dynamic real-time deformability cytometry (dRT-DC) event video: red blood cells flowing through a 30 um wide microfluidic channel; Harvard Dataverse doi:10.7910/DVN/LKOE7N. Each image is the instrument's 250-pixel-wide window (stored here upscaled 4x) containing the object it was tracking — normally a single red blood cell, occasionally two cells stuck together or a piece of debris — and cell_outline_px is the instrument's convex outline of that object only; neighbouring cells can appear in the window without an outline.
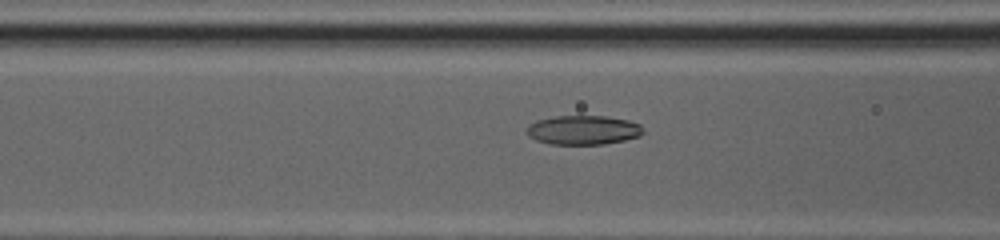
{"species": "common noctule bat (a hibernating species)", "species_latin": "Nyctalus noctula", "temperature_condition": "cold", "stored_images_in_passage": 52, "camera_frame_rate_fps": 3000, "um_per_image_px": 0.085, "animal": {"sex": "female", "body_mass_g": 20.0, "forearm_length_mm": 54.0}, "frame": {"image": 1, "passage_image": 24, "time_ms": 7.667, "image_size_px": [1000, 240], "cell_outline_px": [[644, 132], [640, 136], [624, 140], [604, 144], [548, 144], [536, 140], [528, 136], [524, 132], [528, 124], [536, 120], [552, 116], [604, 116], [628, 120], [640, 124]], "centroid_in_image_um": [49.52, 11.05], "position_along_channel_um": 117.1, "area_um2": 20.06}}
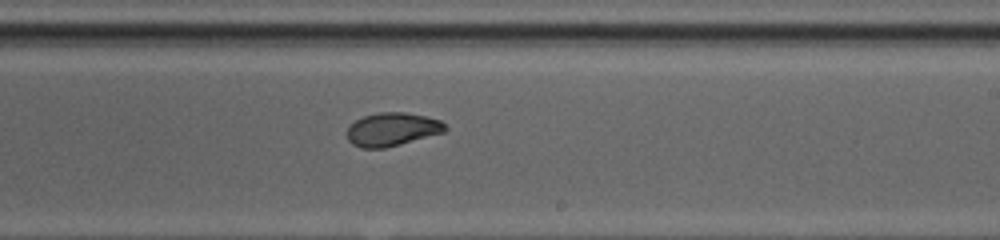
{"frame": {"image": 2, "passage_image": 34, "time_ms": 11.0, "image_size_px": [1000, 240], "cell_outline_px": [[448, 128], [444, 132], [400, 144], [384, 148], [360, 148], [352, 144], [348, 140], [348, 128], [356, 120], [364, 116], [380, 112], [404, 112], [424, 116], [440, 120]], "centroid_in_image_um": [33.33, 11.0], "position_along_channel_um": 255.7, "area_um2": 18.84}}
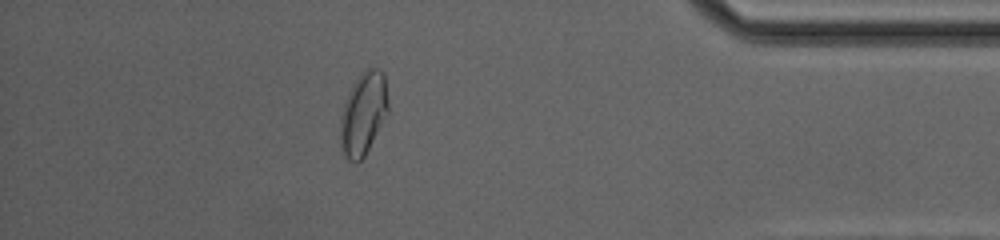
{"frame": {"image": 3, "passage_image": 47, "time_ms": 15.333, "image_size_px": [1000, 240], "cell_outline_px": [[388, 112], [364, 156], [356, 164], [348, 160], [344, 156], [340, 148], [340, 116], [348, 92], [352, 84], [360, 72], [368, 68], [376, 68], [384, 72], [388, 100]], "centroid_in_image_um": [30.86, 9.65], "position_along_channel_um": 404.3, "area_um2": 23.24}, "authors_computed_cell_mechanics": {"area_um2": 20.2878, "velocity_mm_per_s": 4.1577, "shape_relaxation_time_tau1_ms": 7.5026, "shape_relaxation_time_tau2_ms": 1.4982, "deformation_change_tau1": 0.2072, "deformation_change_tau2": 0.0594}}